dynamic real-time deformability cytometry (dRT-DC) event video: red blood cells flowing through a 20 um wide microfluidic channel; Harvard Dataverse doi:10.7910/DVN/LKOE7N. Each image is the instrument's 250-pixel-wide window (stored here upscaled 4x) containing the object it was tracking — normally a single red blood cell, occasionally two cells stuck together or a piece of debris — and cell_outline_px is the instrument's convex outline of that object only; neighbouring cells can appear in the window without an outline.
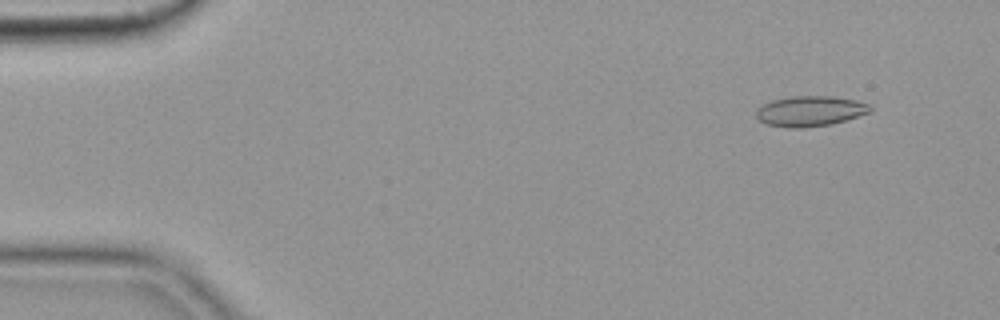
{"species": "common noctule bat (a hibernating species)", "species_latin": "Nyctalus noctula", "temperature_condition": "cold", "stored_images_in_passage": 55, "camera_frame_rate_fps": 3000, "um_per_image_px": 0.085, "animal": {"sex": "female", "body_mass_g": 19.9}, "frame": {"image": 1, "passage_image": 5, "time_ms": 1.333, "image_size_px": [1000, 320], "cell_outline_px": [[872, 112], [832, 124], [804, 128], [788, 128], [768, 124], [760, 120], [756, 116], [756, 108], [772, 100], [792, 96], [832, 96], [856, 100], [872, 104]], "centroid_in_image_um": [68.9, 9.44], "position_along_channel_um": 16.1, "area_um2": 20.35}}
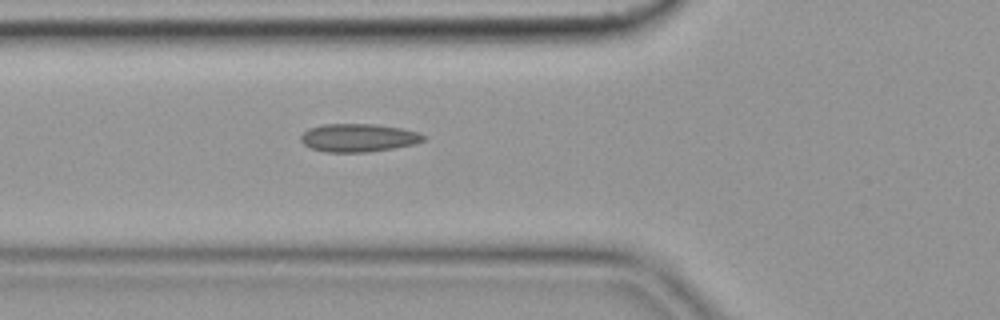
{"frame": {"image": 2, "passage_image": 20, "time_ms": 6.333, "image_size_px": [1000, 320], "cell_outline_px": [[428, 136], [424, 140], [416, 144], [368, 152], [324, 152], [312, 148], [304, 144], [300, 140], [300, 136], [308, 128], [324, 124], [376, 124], [400, 128], [420, 132]], "centroid_in_image_um": [30.49, 11.71], "position_along_channel_um": 95.3, "area_um2": 20.23}}
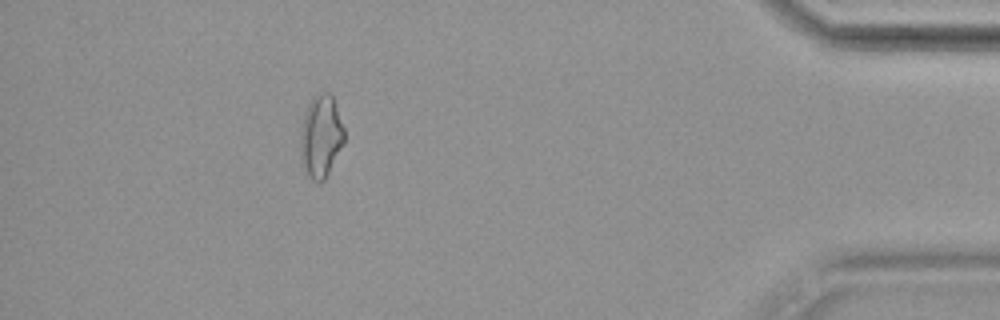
{"frame": {"image": 3, "passage_image": 50, "time_ms": 16.333, "image_size_px": [1000, 320], "cell_outline_px": [[344, 144], [324, 180], [320, 184], [312, 180], [308, 176], [300, 164], [300, 132], [304, 112], [308, 104], [316, 92], [328, 92], [332, 96], [344, 128]], "centroid_in_image_um": [27.25, 11.61], "position_along_channel_um": 408.0, "area_um2": 21.44}, "authors_computed_cell_mechanics": {"area_um2": 19.3052, "velocity_mm_per_s": 3.6221, "shape_relaxation_time_tau1_ms": null, "shape_relaxation_time_tau2_ms": 3.7418, "deformation_change_tau1": null, "deformation_change_tau2": 0.0941}}